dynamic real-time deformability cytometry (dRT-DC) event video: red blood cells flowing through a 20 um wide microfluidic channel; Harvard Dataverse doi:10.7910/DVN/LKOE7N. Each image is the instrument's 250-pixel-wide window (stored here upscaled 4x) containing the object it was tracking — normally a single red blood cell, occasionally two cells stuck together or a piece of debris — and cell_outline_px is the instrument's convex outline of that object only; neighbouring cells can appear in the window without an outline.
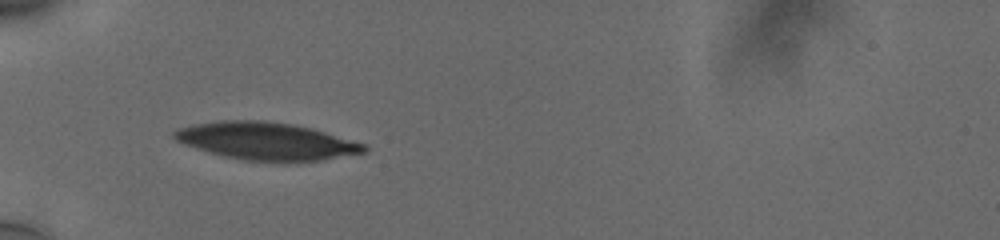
{"species": "human", "species_latin": "Homo sapiens", "temperature_condition": "cold", "stored_images_in_passage": 37, "camera_frame_rate_fps": 3000, "um_per_image_px": 0.085, "donor": {"sex": "male"}, "frame": {"image": 1, "passage_image": 1, "time_ms": 0.0, "image_size_px": [1000, 240], "cell_outline_px": [[368, 148], [364, 152], [324, 160], [296, 164], [284, 164], [244, 160], [224, 156], [208, 152], [184, 144], [176, 140], [172, 136], [172, 132], [180, 128], [192, 124], [220, 120], [264, 120], [292, 124], [324, 132], [364, 144]], "centroid_in_image_um": [22.62, 12.03], "position_along_channel_um": 62.4, "area_um2": 42.08}}
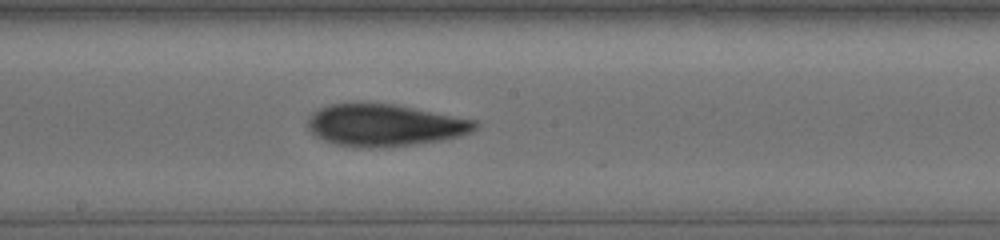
{"frame": {"image": 2, "passage_image": 14, "time_ms": 4.333, "image_size_px": [1000, 240], "cell_outline_px": [[480, 124], [472, 132], [460, 136], [444, 140], [416, 144], [380, 148], [356, 148], [336, 144], [324, 140], [316, 136], [308, 128], [308, 120], [312, 112], [320, 108], [332, 104], [392, 104], [476, 120]], "centroid_in_image_um": [32.72, 10.67], "position_along_channel_um": 215.5, "area_um2": 40.86}}
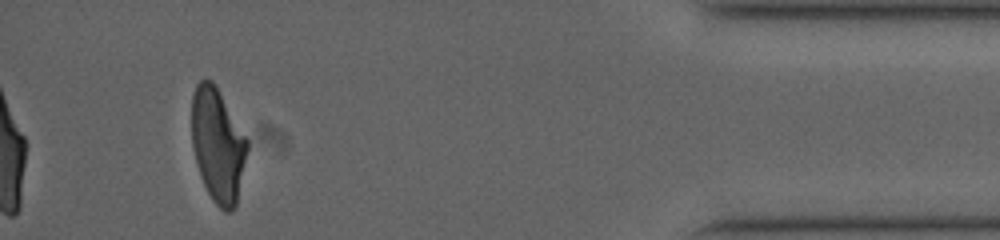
{"frame": {"image": 3, "passage_image": 34, "time_ms": 11.0, "image_size_px": [1000, 240], "cell_outline_px": [[248, 148], [236, 204], [232, 212], [224, 212], [212, 200], [200, 176], [192, 148], [192, 96], [196, 84], [200, 80], [212, 80], [248, 140]], "centroid_in_image_um": [18.5, 12.35], "position_along_channel_um": 416.7, "area_um2": 36.53}, "authors_computed_cell_mechanics": {"area_um2": 39.9976, "velocity_mm_per_s": 3.7769, "shape_relaxation_time_tau1_ms": 6.4768, "shape_relaxation_time_tau2_ms": 3.2966, "deformation_change_tau1": 0.1928, "deformation_change_tau2": 0.0972}}